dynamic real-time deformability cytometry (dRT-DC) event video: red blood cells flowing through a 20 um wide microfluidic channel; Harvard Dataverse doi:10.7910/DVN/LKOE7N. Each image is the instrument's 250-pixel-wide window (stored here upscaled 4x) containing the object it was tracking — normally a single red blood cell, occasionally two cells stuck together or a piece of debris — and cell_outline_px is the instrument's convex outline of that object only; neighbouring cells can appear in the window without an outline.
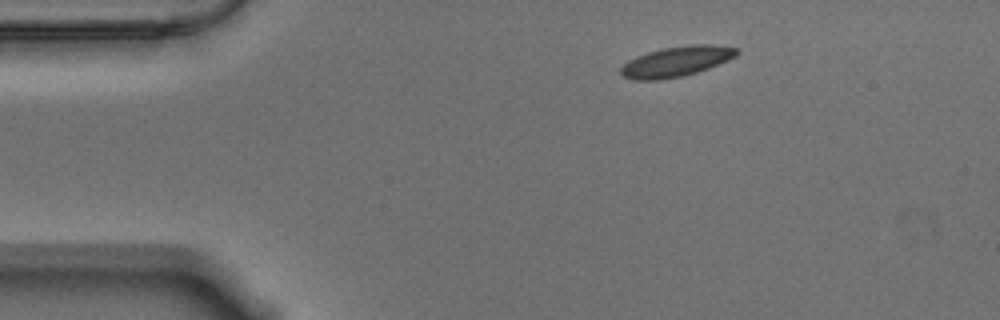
{"species": "Egyptian fruit bat (a non-hibernating species)", "species_latin": "Rousettus aegyptiacus", "temperature_condition": "warm", "stored_images_in_passage": 48, "camera_frame_rate_fps": 3000, "um_per_image_px": 0.085, "animal": {"sex": "male"}, "frame": {"image": 1, "passage_image": 1, "time_ms": 0.0, "image_size_px": [1000, 320], "cell_outline_px": [[740, 52], [736, 56], [728, 60], [708, 68], [684, 76], [660, 80], [636, 80], [624, 76], [620, 72], [620, 68], [628, 60], [636, 56], [648, 52], [664, 48], [692, 44], [712, 44], [740, 48]], "centroid_in_image_um": [57.52, 5.22], "position_along_channel_um": 27.5, "area_um2": 20.46}}
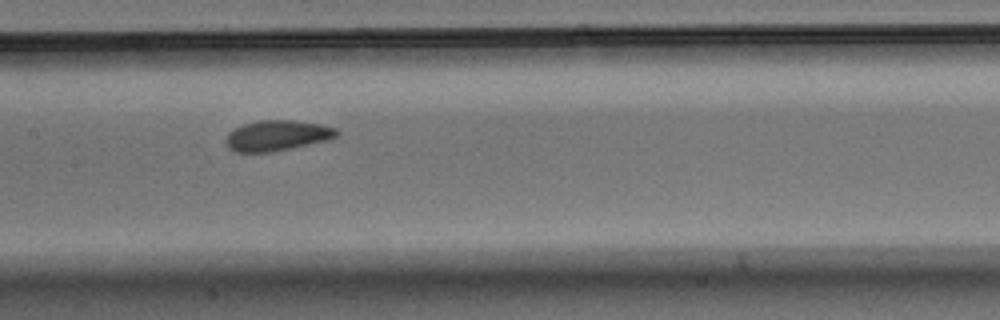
{"frame": {"image": 2, "passage_image": 19, "time_ms": 6.0, "image_size_px": [1000, 320], "cell_outline_px": [[340, 132], [336, 136], [328, 140], [272, 152], [232, 152], [224, 144], [224, 140], [228, 132], [244, 124], [260, 120], [292, 120], [320, 124], [336, 128]], "centroid_in_image_um": [23.51, 11.53], "position_along_channel_um": 183.9, "area_um2": 19.83}}
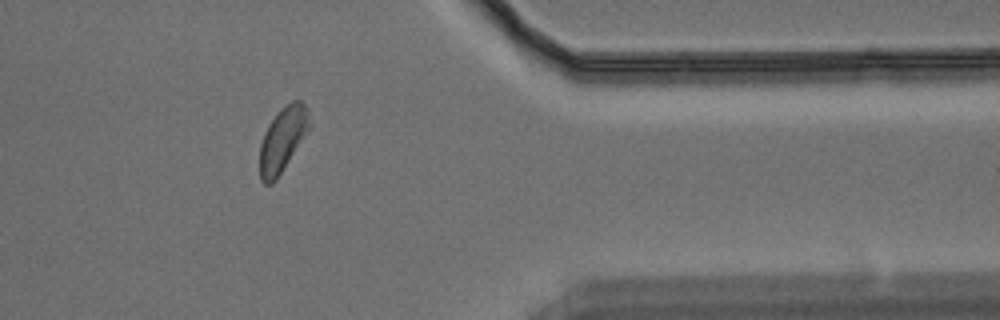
{"frame": {"image": 3, "passage_image": 38, "time_ms": 12.333, "image_size_px": [1000, 320], "cell_outline_px": [[312, 124], [276, 180], [272, 184], [264, 184], [260, 180], [260, 144], [264, 132], [268, 124], [276, 112], [280, 108], [292, 100], [300, 100], [308, 108]], "centroid_in_image_um": [24.03, 11.81], "position_along_channel_um": 387.4, "area_um2": 18.84}, "authors_computed_cell_mechanics": {"area_um2": 19.5653, "velocity_mm_per_s": 3.5131, "shape_relaxation_time_tau1_ms": 3.1252, "shape_relaxation_time_tau2_ms": 2.473, "deformation_change_tau1": 0.0848, "deformation_change_tau2": 0.0605}}